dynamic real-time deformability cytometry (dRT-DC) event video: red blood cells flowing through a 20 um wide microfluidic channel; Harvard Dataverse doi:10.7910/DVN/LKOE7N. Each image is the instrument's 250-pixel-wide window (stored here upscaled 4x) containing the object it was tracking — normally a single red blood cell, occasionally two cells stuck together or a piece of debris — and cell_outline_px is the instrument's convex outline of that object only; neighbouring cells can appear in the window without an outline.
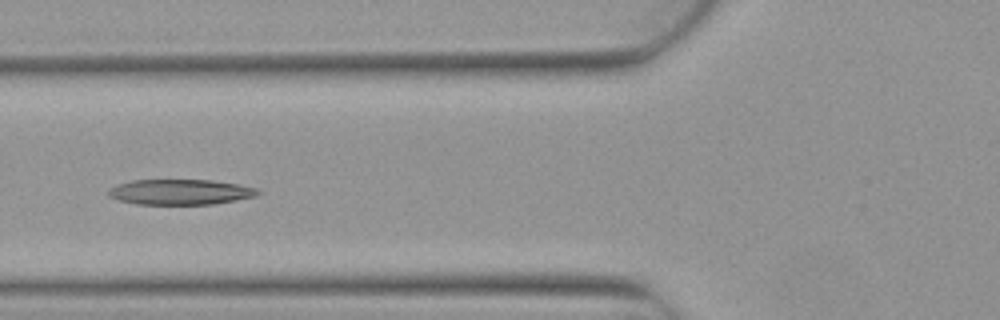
{"species": "Egyptian fruit bat (a non-hibernating species)", "species_latin": "Rousettus aegyptiacus", "temperature_condition": "warm", "stored_images_in_passage": 5, "camera_frame_rate_fps": 3000, "um_per_image_px": 0.085, "animal": {"sex": "female"}, "frame": {"image": 1, "passage_image": 5, "time_ms": 1.333, "image_size_px": [1000, 320], "cell_outline_px": [[260, 192], [256, 196], [236, 200], [212, 204], [136, 204], [120, 200], [108, 196], [108, 188], [116, 184], [132, 180], [212, 180], [240, 184], [256, 188]], "centroid_in_image_um": [15.31, 16.31], "position_along_channel_um": 110.5, "area_um2": 22.14}}